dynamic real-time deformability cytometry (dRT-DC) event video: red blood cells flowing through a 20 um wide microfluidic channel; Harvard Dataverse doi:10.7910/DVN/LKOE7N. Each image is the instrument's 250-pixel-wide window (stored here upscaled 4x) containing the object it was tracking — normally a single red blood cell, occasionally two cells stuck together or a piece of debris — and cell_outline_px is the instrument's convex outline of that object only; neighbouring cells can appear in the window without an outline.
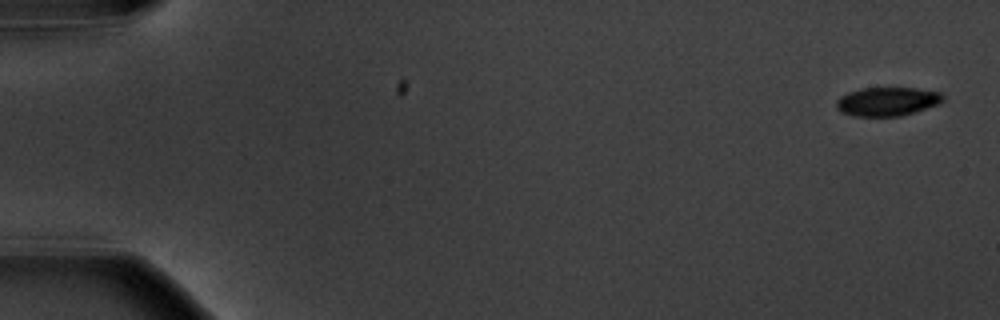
{"species": "common noctule bat (a hibernating species)", "species_latin": "Nyctalus noctula", "temperature_condition": "warm", "stored_images_in_passage": 7, "camera_frame_rate_fps": 3000, "um_per_image_px": 0.085, "animal": {"sex": "male", "body_mass_g": 20.1, "forearm_length_mm": 53.5}, "frame": {"image": 1, "passage_image": 1, "time_ms": 0.0, "image_size_px": [1000, 320], "cell_outline_px": [[944, 100], [940, 104], [900, 116], [852, 116], [840, 112], [836, 108], [836, 100], [840, 96], [848, 92], [860, 88], [916, 88], [940, 92], [944, 96]], "centroid_in_image_um": [75.4, 8.63], "position_along_channel_um": 9.6, "area_um2": 18.03}}
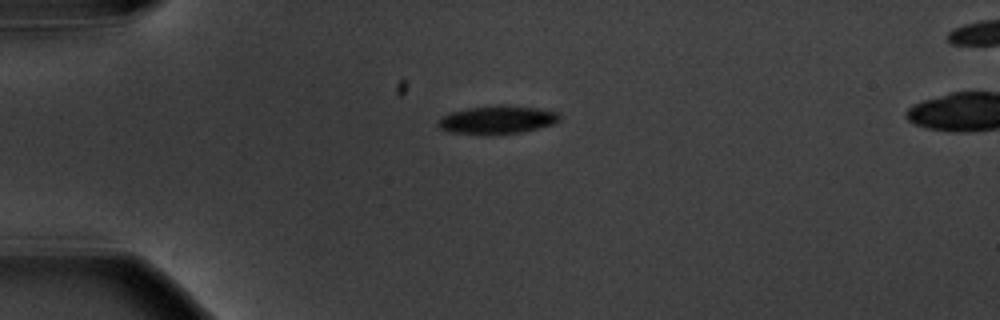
{"frame": {"image": 2, "passage_image": 5, "time_ms": 4.333, "image_size_px": [1000, 320], "cell_outline_px": [[560, 120], [552, 124], [520, 132], [488, 136], [484, 136], [448, 132], [440, 128], [436, 124], [444, 116], [452, 112], [468, 108], [496, 104], [508, 104], [536, 108], [560, 112]], "centroid_in_image_um": [42.25, 10.19], "position_along_channel_um": 42.7, "area_um2": 20.35}}